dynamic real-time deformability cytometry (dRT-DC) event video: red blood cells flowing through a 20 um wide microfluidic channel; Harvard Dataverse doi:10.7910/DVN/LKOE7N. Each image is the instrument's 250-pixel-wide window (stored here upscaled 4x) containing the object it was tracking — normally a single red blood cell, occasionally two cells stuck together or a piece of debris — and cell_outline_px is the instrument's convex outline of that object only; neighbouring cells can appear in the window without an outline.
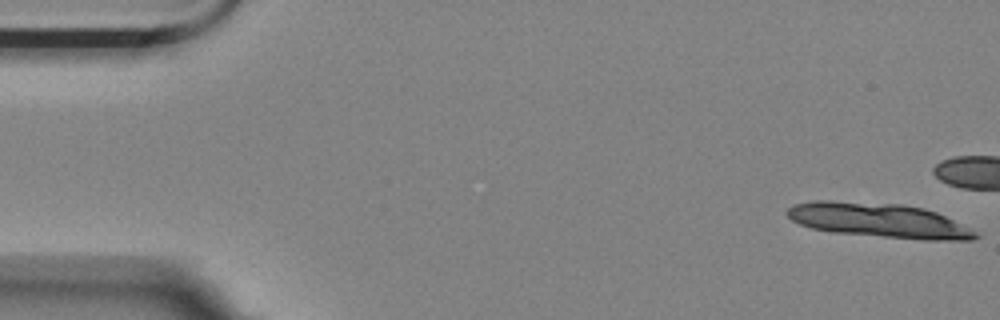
{"species": "Egyptian fruit bat (a non-hibernating species)", "species_latin": "Rousettus aegyptiacus", "temperature_condition": "room temperature", "stored_images_in_passage": 14, "camera_frame_rate_fps": 3000, "um_per_image_px": 0.085, "animal": {"sex": "female"}, "frame": {"image": 1, "passage_image": 1, "time_ms": 0.0, "image_size_px": [1000, 320], "cell_outline_px": [[980, 236], [972, 240], [924, 240], [832, 232], [812, 228], [800, 224], [792, 220], [784, 212], [788, 208], [796, 204], [812, 200], [832, 200], [904, 204], [924, 208], [936, 212], [976, 232]], "centroid_in_image_um": [74.67, 18.72], "position_along_channel_um": 10.3, "area_um2": 37.8}}